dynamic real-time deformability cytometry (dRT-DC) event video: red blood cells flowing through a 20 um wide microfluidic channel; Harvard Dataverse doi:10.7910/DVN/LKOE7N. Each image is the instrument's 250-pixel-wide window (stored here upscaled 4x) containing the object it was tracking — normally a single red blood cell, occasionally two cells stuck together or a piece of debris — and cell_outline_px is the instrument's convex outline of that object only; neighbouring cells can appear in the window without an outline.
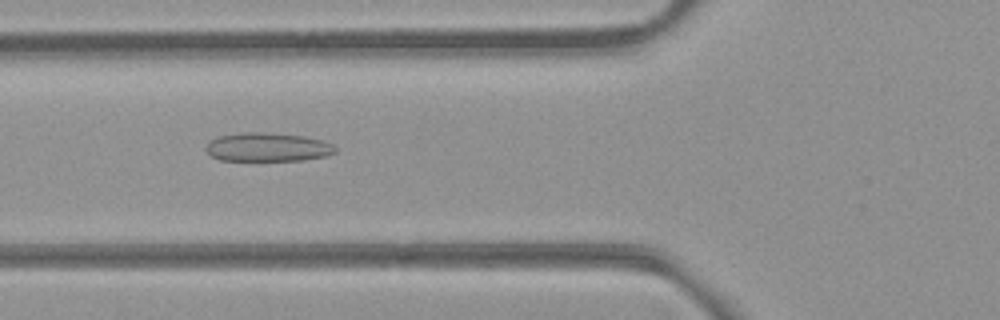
{"species": "common noctule bat (a hibernating species)", "species_latin": "Nyctalus noctula", "temperature_condition": "room temperature", "stored_images_in_passage": 39, "camera_frame_rate_fps": 3000, "um_per_image_px": 0.085, "animal": {"sex": "female", "body_mass_g": 21.9}, "frame": {"image": 1, "passage_image": 6, "time_ms": 1.667, "image_size_px": [1000, 320], "cell_outline_px": [[336, 152], [324, 156], [304, 160], [220, 160], [212, 156], [204, 148], [208, 140], [216, 136], [240, 132], [264, 132], [304, 136], [324, 140], [332, 144], [336, 148]], "centroid_in_image_um": [22.71, 12.49], "position_along_channel_um": 103.1, "area_um2": 21.85}}
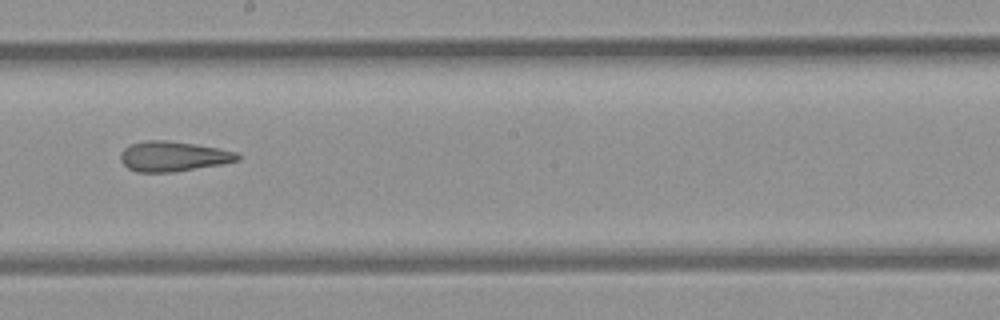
{"frame": {"image": 2, "passage_image": 16, "time_ms": 5.0, "image_size_px": [1000, 320], "cell_outline_px": [[240, 160], [220, 164], [172, 172], [136, 172], [128, 168], [120, 160], [120, 152], [124, 148], [132, 144], [148, 140], [168, 140], [196, 144], [236, 152], [240, 156]], "centroid_in_image_um": [14.69, 13.29], "position_along_channel_um": 233.5, "area_um2": 20.35}}
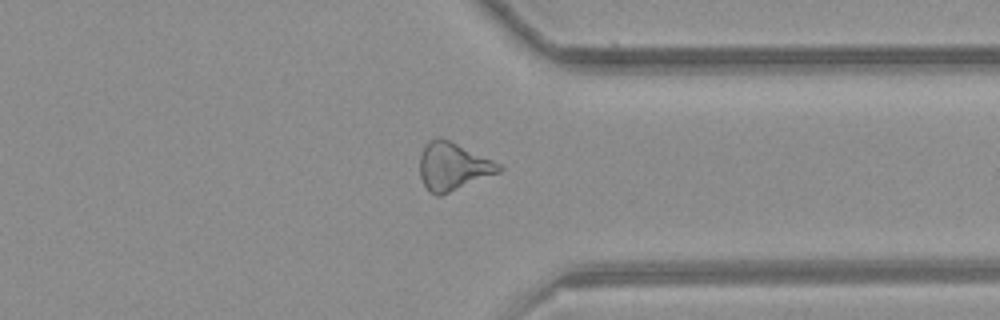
{"frame": {"image": 3, "passage_image": 27, "time_ms": 8.667, "image_size_px": [1000, 320], "cell_outline_px": [[504, 168], [500, 172], [440, 196], [436, 196], [428, 192], [420, 176], [420, 156], [424, 144], [428, 140], [436, 136], [440, 136], [492, 160], [500, 164]], "centroid_in_image_um": [38.46, 14.14], "position_along_channel_um": 372.9, "area_um2": 22.08}, "authors_computed_cell_mechanics": {"area_um2": 21.1548, "velocity_mm_per_s": 3.8887, "shape_relaxation_time_tau1_ms": null, "shape_relaxation_time_tau2_ms": 3.262, "deformation_change_tau1": null, "deformation_change_tau2": 0.1404}}